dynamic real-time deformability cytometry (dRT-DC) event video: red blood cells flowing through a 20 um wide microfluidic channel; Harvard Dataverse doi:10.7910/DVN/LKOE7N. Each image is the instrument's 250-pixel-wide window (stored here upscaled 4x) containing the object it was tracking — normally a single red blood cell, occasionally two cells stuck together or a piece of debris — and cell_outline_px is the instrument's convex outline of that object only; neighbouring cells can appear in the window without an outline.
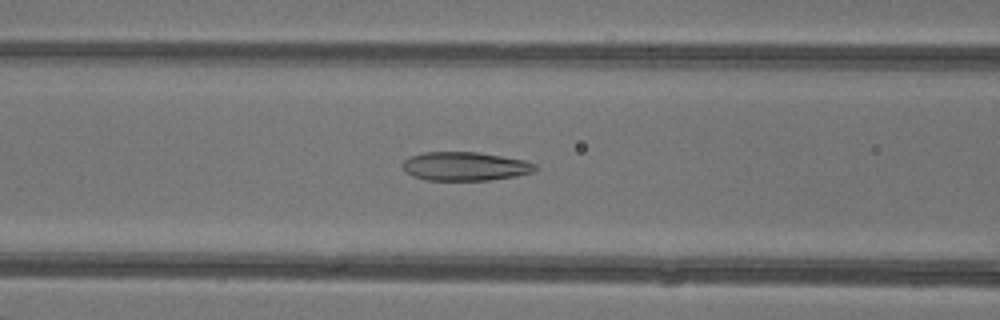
{"species": "common noctule bat (a hibernating species)", "species_latin": "Nyctalus noctula", "temperature_condition": "warm", "stored_images_in_passage": 45, "camera_frame_rate_fps": 3000, "um_per_image_px": 0.085, "animal": {"sex": "female"}, "frame": {"image": 1, "passage_image": 18, "time_ms": 5.667, "image_size_px": [1000, 320], "cell_outline_px": [[540, 168], [532, 172], [516, 176], [488, 180], [428, 180], [412, 176], [404, 172], [400, 164], [408, 156], [424, 152], [476, 152], [524, 160], [536, 164]], "centroid_in_image_um": [39.48, 14.13], "position_along_channel_um": 127.1, "area_um2": 22.37}}
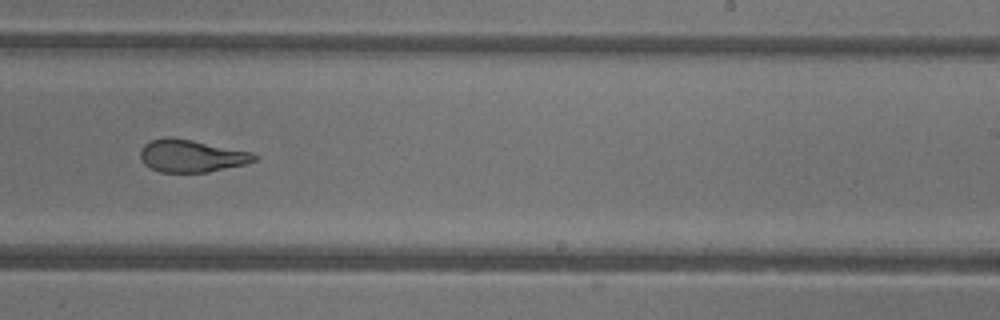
{"frame": {"image": 2, "passage_image": 28, "time_ms": 9.0, "image_size_px": [1000, 320], "cell_outline_px": [[260, 156], [256, 160], [244, 164], [208, 172], [160, 172], [144, 164], [140, 160], [140, 148], [144, 144], [152, 140], [164, 136], [172, 136], [252, 152]], "centroid_in_image_um": [16.24, 13.24], "position_along_channel_um": 272.8, "area_um2": 21.68}}
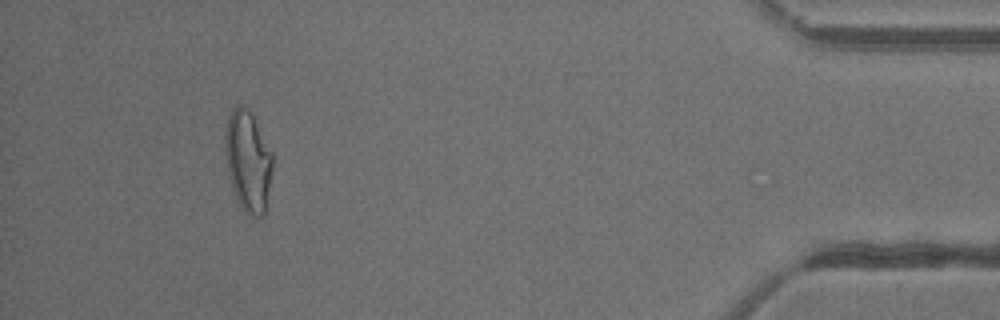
{"frame": {"image": 3, "passage_image": 42, "time_ms": 13.667, "image_size_px": [1000, 320], "cell_outline_px": [[272, 168], [268, 212], [264, 216], [248, 216], [244, 212], [236, 196], [232, 184], [224, 152], [224, 136], [228, 116], [232, 108], [240, 104], [248, 108], [252, 112], [272, 152]], "centroid_in_image_um": [21.11, 13.7], "position_along_channel_um": 414.1, "area_um2": 28.44}, "authors_computed_cell_mechanics": {"area_um2": 24.4494, "velocity_mm_per_s": 4.3804, "shape_relaxation_time_tau1_ms": null, "shape_relaxation_time_tau2_ms": 1.5648, "deformation_change_tau1": null, "deformation_change_tau2": 0.0957}}